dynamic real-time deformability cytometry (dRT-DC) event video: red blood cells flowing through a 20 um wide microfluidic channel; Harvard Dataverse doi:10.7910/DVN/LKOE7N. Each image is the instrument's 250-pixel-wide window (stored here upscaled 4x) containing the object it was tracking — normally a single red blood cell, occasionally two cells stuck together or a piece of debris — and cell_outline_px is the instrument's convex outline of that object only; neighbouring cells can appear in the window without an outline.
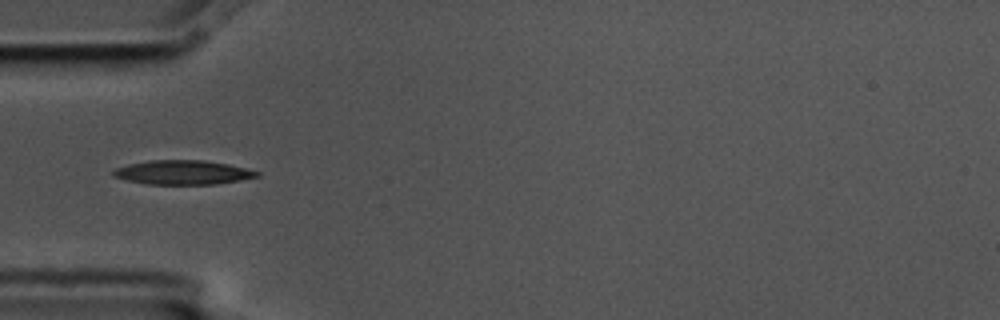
{"species": "common noctule bat (a hibernating species)", "species_latin": "Nyctalus noctula", "temperature_condition": "cold", "stored_images_in_passage": 5, "camera_frame_rate_fps": 3000, "um_per_image_px": 0.085, "animal": {"sex": "male", "body_mass_g": 17.5, "forearm_length_mm": 52.3}, "frame": {"image": 1, "passage_image": 5, "time_ms": 1.333, "image_size_px": [1000, 320], "cell_outline_px": [[260, 176], [240, 180], [216, 184], [148, 184], [128, 180], [112, 176], [112, 172], [116, 168], [128, 164], [148, 160], [204, 160], [228, 164], [260, 172]], "centroid_in_image_um": [15.53, 14.65], "position_along_channel_um": 69.5, "area_um2": 20.17}}